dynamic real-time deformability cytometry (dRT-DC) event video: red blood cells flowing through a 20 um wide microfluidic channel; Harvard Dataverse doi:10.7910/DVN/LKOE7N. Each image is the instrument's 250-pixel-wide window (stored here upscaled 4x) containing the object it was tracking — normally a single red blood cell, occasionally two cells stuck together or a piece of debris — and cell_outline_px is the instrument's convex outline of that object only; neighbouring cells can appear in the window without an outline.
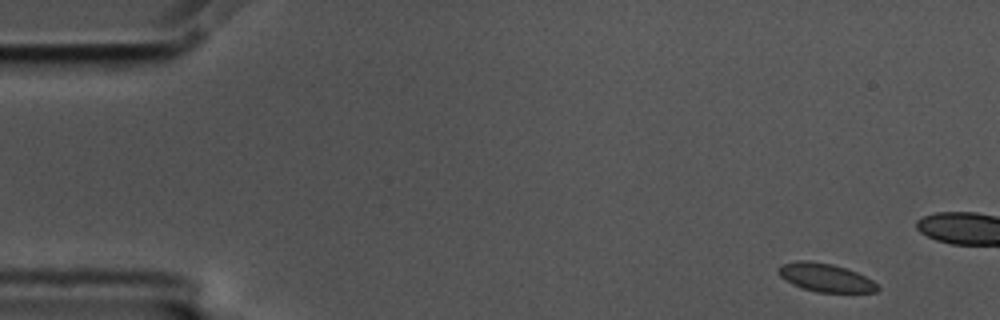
{"species": "common noctule bat (a hibernating species)", "species_latin": "Nyctalus noctula", "temperature_condition": "cold", "stored_images_in_passage": 5, "camera_frame_rate_fps": 3000, "um_per_image_px": 0.085, "animal": {"sex": "male", "body_mass_g": 17.5, "forearm_length_mm": 52.3}, "frame": {"image": 1, "passage_image": 1, "time_ms": 0.0, "image_size_px": [1000, 320], "cell_outline_px": [[880, 288], [876, 292], [816, 292], [792, 284], [780, 276], [776, 272], [776, 268], [780, 264], [796, 260], [808, 260], [832, 264], [856, 272], [872, 280]], "centroid_in_image_um": [70.11, 23.58], "position_along_channel_um": 14.9, "area_um2": 16.36}}